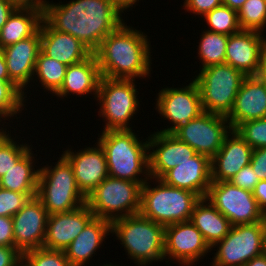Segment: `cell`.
Listing matches in <instances>:
<instances>
[{
    "mask_svg": "<svg viewBox=\"0 0 266 266\" xmlns=\"http://www.w3.org/2000/svg\"><path fill=\"white\" fill-rule=\"evenodd\" d=\"M121 13L112 0L45 1L43 5V19L54 30L74 36L92 52L124 22Z\"/></svg>",
    "mask_w": 266,
    "mask_h": 266,
    "instance_id": "6da1fadb",
    "label": "cell"
},
{
    "mask_svg": "<svg viewBox=\"0 0 266 266\" xmlns=\"http://www.w3.org/2000/svg\"><path fill=\"white\" fill-rule=\"evenodd\" d=\"M123 22L93 52L101 76L111 79L145 78L150 74L151 56L147 35Z\"/></svg>",
    "mask_w": 266,
    "mask_h": 266,
    "instance_id": "7a4b0ae2",
    "label": "cell"
},
{
    "mask_svg": "<svg viewBox=\"0 0 266 266\" xmlns=\"http://www.w3.org/2000/svg\"><path fill=\"white\" fill-rule=\"evenodd\" d=\"M132 131H102L98 143L105 152L110 177L138 182L143 186L148 179H152L149 174L148 141H140ZM140 174H145V178H139Z\"/></svg>",
    "mask_w": 266,
    "mask_h": 266,
    "instance_id": "3957f363",
    "label": "cell"
},
{
    "mask_svg": "<svg viewBox=\"0 0 266 266\" xmlns=\"http://www.w3.org/2000/svg\"><path fill=\"white\" fill-rule=\"evenodd\" d=\"M111 233L116 234L130 259L139 266L165 259V227L140 213L113 220Z\"/></svg>",
    "mask_w": 266,
    "mask_h": 266,
    "instance_id": "277c9868",
    "label": "cell"
},
{
    "mask_svg": "<svg viewBox=\"0 0 266 266\" xmlns=\"http://www.w3.org/2000/svg\"><path fill=\"white\" fill-rule=\"evenodd\" d=\"M151 187L146 181L141 187L140 211L144 217L163 225L189 221L196 203L201 199L196 193L165 184Z\"/></svg>",
    "mask_w": 266,
    "mask_h": 266,
    "instance_id": "5b68a950",
    "label": "cell"
},
{
    "mask_svg": "<svg viewBox=\"0 0 266 266\" xmlns=\"http://www.w3.org/2000/svg\"><path fill=\"white\" fill-rule=\"evenodd\" d=\"M36 197L49 215L70 212L86 203V197L77 186L72 166L63 156L53 168H40Z\"/></svg>",
    "mask_w": 266,
    "mask_h": 266,
    "instance_id": "8992f818",
    "label": "cell"
},
{
    "mask_svg": "<svg viewBox=\"0 0 266 266\" xmlns=\"http://www.w3.org/2000/svg\"><path fill=\"white\" fill-rule=\"evenodd\" d=\"M141 187L138 182L108 176L86 198L94 217L112 222L140 211Z\"/></svg>",
    "mask_w": 266,
    "mask_h": 266,
    "instance_id": "52a82bcc",
    "label": "cell"
},
{
    "mask_svg": "<svg viewBox=\"0 0 266 266\" xmlns=\"http://www.w3.org/2000/svg\"><path fill=\"white\" fill-rule=\"evenodd\" d=\"M246 76L229 64H218L201 69L194 78L204 112L227 116Z\"/></svg>",
    "mask_w": 266,
    "mask_h": 266,
    "instance_id": "ba28073f",
    "label": "cell"
},
{
    "mask_svg": "<svg viewBox=\"0 0 266 266\" xmlns=\"http://www.w3.org/2000/svg\"><path fill=\"white\" fill-rule=\"evenodd\" d=\"M134 81L101 76L96 97L101 106L99 116L106 119L103 131L131 130L128 124L139 106Z\"/></svg>",
    "mask_w": 266,
    "mask_h": 266,
    "instance_id": "9c48e42d",
    "label": "cell"
},
{
    "mask_svg": "<svg viewBox=\"0 0 266 266\" xmlns=\"http://www.w3.org/2000/svg\"><path fill=\"white\" fill-rule=\"evenodd\" d=\"M218 251L213 258L215 266H244L252 258L266 252V229L263 222L239 224L213 247Z\"/></svg>",
    "mask_w": 266,
    "mask_h": 266,
    "instance_id": "30bf717a",
    "label": "cell"
},
{
    "mask_svg": "<svg viewBox=\"0 0 266 266\" xmlns=\"http://www.w3.org/2000/svg\"><path fill=\"white\" fill-rule=\"evenodd\" d=\"M206 199L232 226L263 222V211L258 207L253 193L229 181L212 182Z\"/></svg>",
    "mask_w": 266,
    "mask_h": 266,
    "instance_id": "8fae6325",
    "label": "cell"
},
{
    "mask_svg": "<svg viewBox=\"0 0 266 266\" xmlns=\"http://www.w3.org/2000/svg\"><path fill=\"white\" fill-rule=\"evenodd\" d=\"M226 116L203 112L179 126L172 134L188 144L196 153L212 159L222 147L225 136L231 131Z\"/></svg>",
    "mask_w": 266,
    "mask_h": 266,
    "instance_id": "7c38bea8",
    "label": "cell"
},
{
    "mask_svg": "<svg viewBox=\"0 0 266 266\" xmlns=\"http://www.w3.org/2000/svg\"><path fill=\"white\" fill-rule=\"evenodd\" d=\"M156 100V110L174 125L158 132L172 133L204 112L200 92L194 80L183 88L162 89Z\"/></svg>",
    "mask_w": 266,
    "mask_h": 266,
    "instance_id": "4fadbf2b",
    "label": "cell"
},
{
    "mask_svg": "<svg viewBox=\"0 0 266 266\" xmlns=\"http://www.w3.org/2000/svg\"><path fill=\"white\" fill-rule=\"evenodd\" d=\"M209 250L212 249L204 240L202 233L190 220L165 227V259L168 257L170 260H178L180 264L189 266L206 256Z\"/></svg>",
    "mask_w": 266,
    "mask_h": 266,
    "instance_id": "5bb4252c",
    "label": "cell"
},
{
    "mask_svg": "<svg viewBox=\"0 0 266 266\" xmlns=\"http://www.w3.org/2000/svg\"><path fill=\"white\" fill-rule=\"evenodd\" d=\"M48 212L35 196L13 218L14 247L21 253L43 247Z\"/></svg>",
    "mask_w": 266,
    "mask_h": 266,
    "instance_id": "9a60e30c",
    "label": "cell"
},
{
    "mask_svg": "<svg viewBox=\"0 0 266 266\" xmlns=\"http://www.w3.org/2000/svg\"><path fill=\"white\" fill-rule=\"evenodd\" d=\"M147 140L148 150H153L148 152L149 174L152 179H160L167 171L196 154L193 148L178 140L172 133L157 131Z\"/></svg>",
    "mask_w": 266,
    "mask_h": 266,
    "instance_id": "2e32d148",
    "label": "cell"
},
{
    "mask_svg": "<svg viewBox=\"0 0 266 266\" xmlns=\"http://www.w3.org/2000/svg\"><path fill=\"white\" fill-rule=\"evenodd\" d=\"M61 156L72 166L77 186L86 198L109 176L106 155L98 142L97 147L75 153L68 149Z\"/></svg>",
    "mask_w": 266,
    "mask_h": 266,
    "instance_id": "e0dca14e",
    "label": "cell"
},
{
    "mask_svg": "<svg viewBox=\"0 0 266 266\" xmlns=\"http://www.w3.org/2000/svg\"><path fill=\"white\" fill-rule=\"evenodd\" d=\"M93 217L86 203L70 212L50 214L43 248L64 251Z\"/></svg>",
    "mask_w": 266,
    "mask_h": 266,
    "instance_id": "ac0fdd59",
    "label": "cell"
},
{
    "mask_svg": "<svg viewBox=\"0 0 266 266\" xmlns=\"http://www.w3.org/2000/svg\"><path fill=\"white\" fill-rule=\"evenodd\" d=\"M2 50L9 79L24 92L28 82L35 76V66L41 51L40 29L33 36L8 45Z\"/></svg>",
    "mask_w": 266,
    "mask_h": 266,
    "instance_id": "d6986e66",
    "label": "cell"
},
{
    "mask_svg": "<svg viewBox=\"0 0 266 266\" xmlns=\"http://www.w3.org/2000/svg\"><path fill=\"white\" fill-rule=\"evenodd\" d=\"M160 179L169 186L191 191L204 198L212 183L211 159L196 153L179 166L167 171Z\"/></svg>",
    "mask_w": 266,
    "mask_h": 266,
    "instance_id": "ffe728a7",
    "label": "cell"
},
{
    "mask_svg": "<svg viewBox=\"0 0 266 266\" xmlns=\"http://www.w3.org/2000/svg\"><path fill=\"white\" fill-rule=\"evenodd\" d=\"M252 151L237 131L232 129L225 136L218 153L211 159L212 182L230 181L250 163Z\"/></svg>",
    "mask_w": 266,
    "mask_h": 266,
    "instance_id": "44dd1931",
    "label": "cell"
},
{
    "mask_svg": "<svg viewBox=\"0 0 266 266\" xmlns=\"http://www.w3.org/2000/svg\"><path fill=\"white\" fill-rule=\"evenodd\" d=\"M264 37L261 32L240 30L229 35L225 63L245 76H256L260 67V49Z\"/></svg>",
    "mask_w": 266,
    "mask_h": 266,
    "instance_id": "7402d4cb",
    "label": "cell"
},
{
    "mask_svg": "<svg viewBox=\"0 0 266 266\" xmlns=\"http://www.w3.org/2000/svg\"><path fill=\"white\" fill-rule=\"evenodd\" d=\"M266 117V89L257 76H246L226 116L231 129L241 123Z\"/></svg>",
    "mask_w": 266,
    "mask_h": 266,
    "instance_id": "603a6c76",
    "label": "cell"
},
{
    "mask_svg": "<svg viewBox=\"0 0 266 266\" xmlns=\"http://www.w3.org/2000/svg\"><path fill=\"white\" fill-rule=\"evenodd\" d=\"M41 52L67 66L79 63L93 52L79 39L54 30L44 19L40 24Z\"/></svg>",
    "mask_w": 266,
    "mask_h": 266,
    "instance_id": "cb8c5ba5",
    "label": "cell"
},
{
    "mask_svg": "<svg viewBox=\"0 0 266 266\" xmlns=\"http://www.w3.org/2000/svg\"><path fill=\"white\" fill-rule=\"evenodd\" d=\"M109 233H111V222L103 218L93 217L64 250L70 265H86Z\"/></svg>",
    "mask_w": 266,
    "mask_h": 266,
    "instance_id": "d4e9b609",
    "label": "cell"
},
{
    "mask_svg": "<svg viewBox=\"0 0 266 266\" xmlns=\"http://www.w3.org/2000/svg\"><path fill=\"white\" fill-rule=\"evenodd\" d=\"M101 73L94 53L85 60L67 66L65 78L60 89L55 93L57 97H67L68 94L84 95L98 94Z\"/></svg>",
    "mask_w": 266,
    "mask_h": 266,
    "instance_id": "484cf974",
    "label": "cell"
},
{
    "mask_svg": "<svg viewBox=\"0 0 266 266\" xmlns=\"http://www.w3.org/2000/svg\"><path fill=\"white\" fill-rule=\"evenodd\" d=\"M43 20V7L18 6L0 29V49L33 36Z\"/></svg>",
    "mask_w": 266,
    "mask_h": 266,
    "instance_id": "4316f807",
    "label": "cell"
},
{
    "mask_svg": "<svg viewBox=\"0 0 266 266\" xmlns=\"http://www.w3.org/2000/svg\"><path fill=\"white\" fill-rule=\"evenodd\" d=\"M206 197L201 198L195 205L190 221L202 233L210 248L221 241L230 231V221L221 214Z\"/></svg>",
    "mask_w": 266,
    "mask_h": 266,
    "instance_id": "83f0119b",
    "label": "cell"
},
{
    "mask_svg": "<svg viewBox=\"0 0 266 266\" xmlns=\"http://www.w3.org/2000/svg\"><path fill=\"white\" fill-rule=\"evenodd\" d=\"M33 153L30 148L12 168L0 178V187L23 194H36L40 169L33 167Z\"/></svg>",
    "mask_w": 266,
    "mask_h": 266,
    "instance_id": "f1b7e54d",
    "label": "cell"
},
{
    "mask_svg": "<svg viewBox=\"0 0 266 266\" xmlns=\"http://www.w3.org/2000/svg\"><path fill=\"white\" fill-rule=\"evenodd\" d=\"M199 42L198 56L201 58L202 69L225 63L226 47L229 36L217 32L203 31Z\"/></svg>",
    "mask_w": 266,
    "mask_h": 266,
    "instance_id": "f546056e",
    "label": "cell"
},
{
    "mask_svg": "<svg viewBox=\"0 0 266 266\" xmlns=\"http://www.w3.org/2000/svg\"><path fill=\"white\" fill-rule=\"evenodd\" d=\"M66 69L67 65L49 58L40 51L34 74L37 75L39 82L46 90L55 94L64 82Z\"/></svg>",
    "mask_w": 266,
    "mask_h": 266,
    "instance_id": "4dcf8cb0",
    "label": "cell"
},
{
    "mask_svg": "<svg viewBox=\"0 0 266 266\" xmlns=\"http://www.w3.org/2000/svg\"><path fill=\"white\" fill-rule=\"evenodd\" d=\"M237 14L241 30L262 33L266 26V0H246Z\"/></svg>",
    "mask_w": 266,
    "mask_h": 266,
    "instance_id": "1f68e13d",
    "label": "cell"
},
{
    "mask_svg": "<svg viewBox=\"0 0 266 266\" xmlns=\"http://www.w3.org/2000/svg\"><path fill=\"white\" fill-rule=\"evenodd\" d=\"M205 18L207 25L212 32L231 35L241 30L238 23V14L236 10L222 4L212 11L206 13Z\"/></svg>",
    "mask_w": 266,
    "mask_h": 266,
    "instance_id": "d6a6232c",
    "label": "cell"
},
{
    "mask_svg": "<svg viewBox=\"0 0 266 266\" xmlns=\"http://www.w3.org/2000/svg\"><path fill=\"white\" fill-rule=\"evenodd\" d=\"M24 93L12 81L0 79V118L9 119L22 111V107L25 106L24 98H26Z\"/></svg>",
    "mask_w": 266,
    "mask_h": 266,
    "instance_id": "836d02e7",
    "label": "cell"
},
{
    "mask_svg": "<svg viewBox=\"0 0 266 266\" xmlns=\"http://www.w3.org/2000/svg\"><path fill=\"white\" fill-rule=\"evenodd\" d=\"M1 128L0 131V178L30 149L28 144H17L11 136ZM27 145V146H26Z\"/></svg>",
    "mask_w": 266,
    "mask_h": 266,
    "instance_id": "e575fe53",
    "label": "cell"
},
{
    "mask_svg": "<svg viewBox=\"0 0 266 266\" xmlns=\"http://www.w3.org/2000/svg\"><path fill=\"white\" fill-rule=\"evenodd\" d=\"M23 266H71L63 250L37 248L22 254Z\"/></svg>",
    "mask_w": 266,
    "mask_h": 266,
    "instance_id": "d590c367",
    "label": "cell"
},
{
    "mask_svg": "<svg viewBox=\"0 0 266 266\" xmlns=\"http://www.w3.org/2000/svg\"><path fill=\"white\" fill-rule=\"evenodd\" d=\"M235 130L253 150L266 147V117L243 122Z\"/></svg>",
    "mask_w": 266,
    "mask_h": 266,
    "instance_id": "8d00e7d4",
    "label": "cell"
},
{
    "mask_svg": "<svg viewBox=\"0 0 266 266\" xmlns=\"http://www.w3.org/2000/svg\"><path fill=\"white\" fill-rule=\"evenodd\" d=\"M36 194H23L0 187V217H13Z\"/></svg>",
    "mask_w": 266,
    "mask_h": 266,
    "instance_id": "74e56055",
    "label": "cell"
},
{
    "mask_svg": "<svg viewBox=\"0 0 266 266\" xmlns=\"http://www.w3.org/2000/svg\"><path fill=\"white\" fill-rule=\"evenodd\" d=\"M260 180L253 171L251 164L249 163L243 167L235 176L229 181L237 187L244 190L253 192L254 187L258 184Z\"/></svg>",
    "mask_w": 266,
    "mask_h": 266,
    "instance_id": "f35d334b",
    "label": "cell"
},
{
    "mask_svg": "<svg viewBox=\"0 0 266 266\" xmlns=\"http://www.w3.org/2000/svg\"><path fill=\"white\" fill-rule=\"evenodd\" d=\"M223 4L222 0H185L183 7L193 14L204 16L214 8Z\"/></svg>",
    "mask_w": 266,
    "mask_h": 266,
    "instance_id": "ab89813d",
    "label": "cell"
},
{
    "mask_svg": "<svg viewBox=\"0 0 266 266\" xmlns=\"http://www.w3.org/2000/svg\"><path fill=\"white\" fill-rule=\"evenodd\" d=\"M250 164L258 179L266 180V147L252 151Z\"/></svg>",
    "mask_w": 266,
    "mask_h": 266,
    "instance_id": "60d3db41",
    "label": "cell"
},
{
    "mask_svg": "<svg viewBox=\"0 0 266 266\" xmlns=\"http://www.w3.org/2000/svg\"><path fill=\"white\" fill-rule=\"evenodd\" d=\"M22 254L14 246H0V266H21Z\"/></svg>",
    "mask_w": 266,
    "mask_h": 266,
    "instance_id": "b9f144b4",
    "label": "cell"
},
{
    "mask_svg": "<svg viewBox=\"0 0 266 266\" xmlns=\"http://www.w3.org/2000/svg\"><path fill=\"white\" fill-rule=\"evenodd\" d=\"M0 246H14L12 217H0Z\"/></svg>",
    "mask_w": 266,
    "mask_h": 266,
    "instance_id": "7bdbcfd3",
    "label": "cell"
},
{
    "mask_svg": "<svg viewBox=\"0 0 266 266\" xmlns=\"http://www.w3.org/2000/svg\"><path fill=\"white\" fill-rule=\"evenodd\" d=\"M252 193L258 207L264 212L266 210V180H260Z\"/></svg>",
    "mask_w": 266,
    "mask_h": 266,
    "instance_id": "ee69618b",
    "label": "cell"
},
{
    "mask_svg": "<svg viewBox=\"0 0 266 266\" xmlns=\"http://www.w3.org/2000/svg\"><path fill=\"white\" fill-rule=\"evenodd\" d=\"M17 7L18 5L12 0H0V29Z\"/></svg>",
    "mask_w": 266,
    "mask_h": 266,
    "instance_id": "f6af8a7d",
    "label": "cell"
},
{
    "mask_svg": "<svg viewBox=\"0 0 266 266\" xmlns=\"http://www.w3.org/2000/svg\"><path fill=\"white\" fill-rule=\"evenodd\" d=\"M0 79L2 81H11L9 79L7 64L2 49H0Z\"/></svg>",
    "mask_w": 266,
    "mask_h": 266,
    "instance_id": "bcb514c9",
    "label": "cell"
},
{
    "mask_svg": "<svg viewBox=\"0 0 266 266\" xmlns=\"http://www.w3.org/2000/svg\"><path fill=\"white\" fill-rule=\"evenodd\" d=\"M18 6L43 7L46 0H12Z\"/></svg>",
    "mask_w": 266,
    "mask_h": 266,
    "instance_id": "7dc6e473",
    "label": "cell"
},
{
    "mask_svg": "<svg viewBox=\"0 0 266 266\" xmlns=\"http://www.w3.org/2000/svg\"><path fill=\"white\" fill-rule=\"evenodd\" d=\"M258 72H266V39L264 38L260 49V67Z\"/></svg>",
    "mask_w": 266,
    "mask_h": 266,
    "instance_id": "c3c4849f",
    "label": "cell"
},
{
    "mask_svg": "<svg viewBox=\"0 0 266 266\" xmlns=\"http://www.w3.org/2000/svg\"><path fill=\"white\" fill-rule=\"evenodd\" d=\"M244 266H266V252L262 255L252 258Z\"/></svg>",
    "mask_w": 266,
    "mask_h": 266,
    "instance_id": "681fc988",
    "label": "cell"
},
{
    "mask_svg": "<svg viewBox=\"0 0 266 266\" xmlns=\"http://www.w3.org/2000/svg\"><path fill=\"white\" fill-rule=\"evenodd\" d=\"M114 4L123 12L127 8H131L139 0H112Z\"/></svg>",
    "mask_w": 266,
    "mask_h": 266,
    "instance_id": "f907efd6",
    "label": "cell"
},
{
    "mask_svg": "<svg viewBox=\"0 0 266 266\" xmlns=\"http://www.w3.org/2000/svg\"><path fill=\"white\" fill-rule=\"evenodd\" d=\"M245 1L246 0H223V4L238 12Z\"/></svg>",
    "mask_w": 266,
    "mask_h": 266,
    "instance_id": "816d5d0a",
    "label": "cell"
},
{
    "mask_svg": "<svg viewBox=\"0 0 266 266\" xmlns=\"http://www.w3.org/2000/svg\"><path fill=\"white\" fill-rule=\"evenodd\" d=\"M256 76L259 78L266 89V72H257Z\"/></svg>",
    "mask_w": 266,
    "mask_h": 266,
    "instance_id": "f5cc1de1",
    "label": "cell"
},
{
    "mask_svg": "<svg viewBox=\"0 0 266 266\" xmlns=\"http://www.w3.org/2000/svg\"><path fill=\"white\" fill-rule=\"evenodd\" d=\"M263 223L266 229V210L263 212Z\"/></svg>",
    "mask_w": 266,
    "mask_h": 266,
    "instance_id": "db71d44e",
    "label": "cell"
},
{
    "mask_svg": "<svg viewBox=\"0 0 266 266\" xmlns=\"http://www.w3.org/2000/svg\"><path fill=\"white\" fill-rule=\"evenodd\" d=\"M104 266H114V265H112V263H111V264H109V265H108V264H107V265L105 264ZM115 266H116V265H115ZM118 266H119V265H118Z\"/></svg>",
    "mask_w": 266,
    "mask_h": 266,
    "instance_id": "11a10c76",
    "label": "cell"
}]
</instances>
